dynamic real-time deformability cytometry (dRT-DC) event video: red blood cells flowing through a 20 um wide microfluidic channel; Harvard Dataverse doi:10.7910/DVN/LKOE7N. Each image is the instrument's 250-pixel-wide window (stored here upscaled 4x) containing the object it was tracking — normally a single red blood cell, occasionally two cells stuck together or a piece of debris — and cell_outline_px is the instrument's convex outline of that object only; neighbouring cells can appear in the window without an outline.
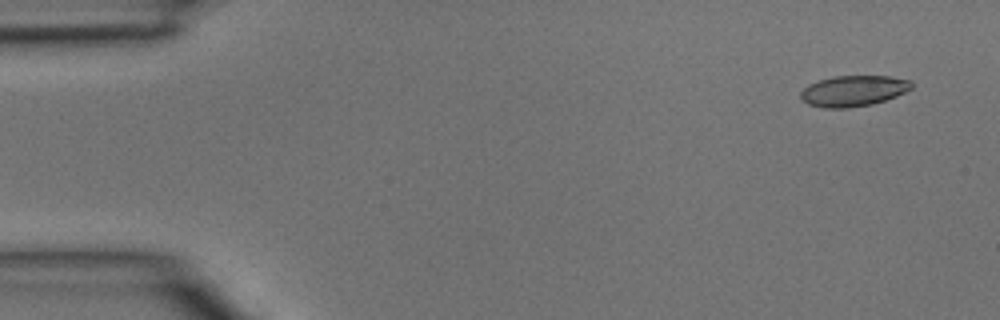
{"species": "common noctule bat (a hibernating species)", "species_latin": "Nyctalus noctula", "temperature_condition": "room temperature", "stored_images_in_passage": 3, "camera_frame_rate_fps": 3000, "um_per_image_px": 0.085, "animal": {"sex": "male", "body_mass_g": 15.6}, "frame": {"image": 1, "passage_image": 1, "time_ms": 0.0, "image_size_px": [1000, 320], "cell_outline_px": [[912, 88], [896, 96], [872, 104], [848, 108], [824, 108], [808, 104], [800, 100], [800, 92], [808, 84], [832, 76], [888, 76], [912, 80]], "centroid_in_image_um": [72.51, 7.72], "position_along_channel_um": 12.5, "area_um2": 20.0}}